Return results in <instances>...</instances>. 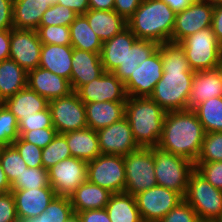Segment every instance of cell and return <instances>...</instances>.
Instances as JSON below:
<instances>
[{"label": "cell", "instance_id": "obj_53", "mask_svg": "<svg viewBox=\"0 0 222 222\" xmlns=\"http://www.w3.org/2000/svg\"><path fill=\"white\" fill-rule=\"evenodd\" d=\"M11 29L0 30V61L9 59Z\"/></svg>", "mask_w": 222, "mask_h": 222}, {"label": "cell", "instance_id": "obj_20", "mask_svg": "<svg viewBox=\"0 0 222 222\" xmlns=\"http://www.w3.org/2000/svg\"><path fill=\"white\" fill-rule=\"evenodd\" d=\"M70 84L73 92L98 78L103 72L100 53L73 48Z\"/></svg>", "mask_w": 222, "mask_h": 222}, {"label": "cell", "instance_id": "obj_39", "mask_svg": "<svg viewBox=\"0 0 222 222\" xmlns=\"http://www.w3.org/2000/svg\"><path fill=\"white\" fill-rule=\"evenodd\" d=\"M222 161V132L205 133L196 162Z\"/></svg>", "mask_w": 222, "mask_h": 222}, {"label": "cell", "instance_id": "obj_37", "mask_svg": "<svg viewBox=\"0 0 222 222\" xmlns=\"http://www.w3.org/2000/svg\"><path fill=\"white\" fill-rule=\"evenodd\" d=\"M48 170L44 167H27L11 184V190L39 189L49 186Z\"/></svg>", "mask_w": 222, "mask_h": 222}, {"label": "cell", "instance_id": "obj_57", "mask_svg": "<svg viewBox=\"0 0 222 222\" xmlns=\"http://www.w3.org/2000/svg\"><path fill=\"white\" fill-rule=\"evenodd\" d=\"M215 70L217 71V73L220 77L221 84H222V57H221L219 63L217 64Z\"/></svg>", "mask_w": 222, "mask_h": 222}, {"label": "cell", "instance_id": "obj_23", "mask_svg": "<svg viewBox=\"0 0 222 222\" xmlns=\"http://www.w3.org/2000/svg\"><path fill=\"white\" fill-rule=\"evenodd\" d=\"M126 101L85 104L87 127L98 131L125 117Z\"/></svg>", "mask_w": 222, "mask_h": 222}, {"label": "cell", "instance_id": "obj_47", "mask_svg": "<svg viewBox=\"0 0 222 222\" xmlns=\"http://www.w3.org/2000/svg\"><path fill=\"white\" fill-rule=\"evenodd\" d=\"M14 195L11 192L0 194V222H17Z\"/></svg>", "mask_w": 222, "mask_h": 222}, {"label": "cell", "instance_id": "obj_50", "mask_svg": "<svg viewBox=\"0 0 222 222\" xmlns=\"http://www.w3.org/2000/svg\"><path fill=\"white\" fill-rule=\"evenodd\" d=\"M81 222H111L106 209H92L75 213Z\"/></svg>", "mask_w": 222, "mask_h": 222}, {"label": "cell", "instance_id": "obj_35", "mask_svg": "<svg viewBox=\"0 0 222 222\" xmlns=\"http://www.w3.org/2000/svg\"><path fill=\"white\" fill-rule=\"evenodd\" d=\"M0 163L10 184L28 167L13 145L1 148Z\"/></svg>", "mask_w": 222, "mask_h": 222}, {"label": "cell", "instance_id": "obj_46", "mask_svg": "<svg viewBox=\"0 0 222 222\" xmlns=\"http://www.w3.org/2000/svg\"><path fill=\"white\" fill-rule=\"evenodd\" d=\"M20 137L40 148H45L56 136L57 131L55 128H41L31 131H18Z\"/></svg>", "mask_w": 222, "mask_h": 222}, {"label": "cell", "instance_id": "obj_10", "mask_svg": "<svg viewBox=\"0 0 222 222\" xmlns=\"http://www.w3.org/2000/svg\"><path fill=\"white\" fill-rule=\"evenodd\" d=\"M87 181L112 194L124 192L126 184L124 156L101 154L87 162Z\"/></svg>", "mask_w": 222, "mask_h": 222}, {"label": "cell", "instance_id": "obj_43", "mask_svg": "<svg viewBox=\"0 0 222 222\" xmlns=\"http://www.w3.org/2000/svg\"><path fill=\"white\" fill-rule=\"evenodd\" d=\"M41 128H54L49 108L26 116L18 121V131H31Z\"/></svg>", "mask_w": 222, "mask_h": 222}, {"label": "cell", "instance_id": "obj_15", "mask_svg": "<svg viewBox=\"0 0 222 222\" xmlns=\"http://www.w3.org/2000/svg\"><path fill=\"white\" fill-rule=\"evenodd\" d=\"M214 6L205 0H195L188 8L175 16L172 42H181L184 38L210 27Z\"/></svg>", "mask_w": 222, "mask_h": 222}, {"label": "cell", "instance_id": "obj_45", "mask_svg": "<svg viewBox=\"0 0 222 222\" xmlns=\"http://www.w3.org/2000/svg\"><path fill=\"white\" fill-rule=\"evenodd\" d=\"M196 211L185 201H181L158 222H196Z\"/></svg>", "mask_w": 222, "mask_h": 222}, {"label": "cell", "instance_id": "obj_40", "mask_svg": "<svg viewBox=\"0 0 222 222\" xmlns=\"http://www.w3.org/2000/svg\"><path fill=\"white\" fill-rule=\"evenodd\" d=\"M77 16L78 14L73 10L56 3L43 13L40 26L62 25L69 27Z\"/></svg>", "mask_w": 222, "mask_h": 222}, {"label": "cell", "instance_id": "obj_55", "mask_svg": "<svg viewBox=\"0 0 222 222\" xmlns=\"http://www.w3.org/2000/svg\"><path fill=\"white\" fill-rule=\"evenodd\" d=\"M90 9L113 10L114 0H88Z\"/></svg>", "mask_w": 222, "mask_h": 222}, {"label": "cell", "instance_id": "obj_17", "mask_svg": "<svg viewBox=\"0 0 222 222\" xmlns=\"http://www.w3.org/2000/svg\"><path fill=\"white\" fill-rule=\"evenodd\" d=\"M76 93L84 103L126 101L124 83L112 72H103L98 78L81 86Z\"/></svg>", "mask_w": 222, "mask_h": 222}, {"label": "cell", "instance_id": "obj_24", "mask_svg": "<svg viewBox=\"0 0 222 222\" xmlns=\"http://www.w3.org/2000/svg\"><path fill=\"white\" fill-rule=\"evenodd\" d=\"M84 16L103 43L127 27V21L114 10L89 9Z\"/></svg>", "mask_w": 222, "mask_h": 222}, {"label": "cell", "instance_id": "obj_44", "mask_svg": "<svg viewBox=\"0 0 222 222\" xmlns=\"http://www.w3.org/2000/svg\"><path fill=\"white\" fill-rule=\"evenodd\" d=\"M195 170L215 188L222 190V161L195 162Z\"/></svg>", "mask_w": 222, "mask_h": 222}, {"label": "cell", "instance_id": "obj_22", "mask_svg": "<svg viewBox=\"0 0 222 222\" xmlns=\"http://www.w3.org/2000/svg\"><path fill=\"white\" fill-rule=\"evenodd\" d=\"M72 54L71 45L42 44L39 67L70 81Z\"/></svg>", "mask_w": 222, "mask_h": 222}, {"label": "cell", "instance_id": "obj_11", "mask_svg": "<svg viewBox=\"0 0 222 222\" xmlns=\"http://www.w3.org/2000/svg\"><path fill=\"white\" fill-rule=\"evenodd\" d=\"M48 108L58 134L87 128L85 104L76 92L49 101Z\"/></svg>", "mask_w": 222, "mask_h": 222}, {"label": "cell", "instance_id": "obj_60", "mask_svg": "<svg viewBox=\"0 0 222 222\" xmlns=\"http://www.w3.org/2000/svg\"><path fill=\"white\" fill-rule=\"evenodd\" d=\"M196 222H215V220L198 218V219L196 220Z\"/></svg>", "mask_w": 222, "mask_h": 222}, {"label": "cell", "instance_id": "obj_25", "mask_svg": "<svg viewBox=\"0 0 222 222\" xmlns=\"http://www.w3.org/2000/svg\"><path fill=\"white\" fill-rule=\"evenodd\" d=\"M50 6L47 0H13V27L37 30L43 13Z\"/></svg>", "mask_w": 222, "mask_h": 222}, {"label": "cell", "instance_id": "obj_30", "mask_svg": "<svg viewBox=\"0 0 222 222\" xmlns=\"http://www.w3.org/2000/svg\"><path fill=\"white\" fill-rule=\"evenodd\" d=\"M27 86V72L14 60L0 61V103Z\"/></svg>", "mask_w": 222, "mask_h": 222}, {"label": "cell", "instance_id": "obj_34", "mask_svg": "<svg viewBox=\"0 0 222 222\" xmlns=\"http://www.w3.org/2000/svg\"><path fill=\"white\" fill-rule=\"evenodd\" d=\"M205 133L222 132V96L208 99L193 109Z\"/></svg>", "mask_w": 222, "mask_h": 222}, {"label": "cell", "instance_id": "obj_28", "mask_svg": "<svg viewBox=\"0 0 222 222\" xmlns=\"http://www.w3.org/2000/svg\"><path fill=\"white\" fill-rule=\"evenodd\" d=\"M111 192L86 181L82 183L69 197L74 213L92 209H104Z\"/></svg>", "mask_w": 222, "mask_h": 222}, {"label": "cell", "instance_id": "obj_19", "mask_svg": "<svg viewBox=\"0 0 222 222\" xmlns=\"http://www.w3.org/2000/svg\"><path fill=\"white\" fill-rule=\"evenodd\" d=\"M27 86L48 101L73 92L70 81L42 67L27 72Z\"/></svg>", "mask_w": 222, "mask_h": 222}, {"label": "cell", "instance_id": "obj_41", "mask_svg": "<svg viewBox=\"0 0 222 222\" xmlns=\"http://www.w3.org/2000/svg\"><path fill=\"white\" fill-rule=\"evenodd\" d=\"M37 33L42 44L71 45L70 28L68 26H39Z\"/></svg>", "mask_w": 222, "mask_h": 222}, {"label": "cell", "instance_id": "obj_13", "mask_svg": "<svg viewBox=\"0 0 222 222\" xmlns=\"http://www.w3.org/2000/svg\"><path fill=\"white\" fill-rule=\"evenodd\" d=\"M48 177L56 196L70 197L87 181V162L71 156L49 168Z\"/></svg>", "mask_w": 222, "mask_h": 222}, {"label": "cell", "instance_id": "obj_7", "mask_svg": "<svg viewBox=\"0 0 222 222\" xmlns=\"http://www.w3.org/2000/svg\"><path fill=\"white\" fill-rule=\"evenodd\" d=\"M153 155L157 185L178 192L184 198L195 163L158 147H153Z\"/></svg>", "mask_w": 222, "mask_h": 222}, {"label": "cell", "instance_id": "obj_49", "mask_svg": "<svg viewBox=\"0 0 222 222\" xmlns=\"http://www.w3.org/2000/svg\"><path fill=\"white\" fill-rule=\"evenodd\" d=\"M13 0H0V30L13 27Z\"/></svg>", "mask_w": 222, "mask_h": 222}, {"label": "cell", "instance_id": "obj_2", "mask_svg": "<svg viewBox=\"0 0 222 222\" xmlns=\"http://www.w3.org/2000/svg\"><path fill=\"white\" fill-rule=\"evenodd\" d=\"M204 135L202 123L193 109L168 111L157 147L195 163L201 152Z\"/></svg>", "mask_w": 222, "mask_h": 222}, {"label": "cell", "instance_id": "obj_33", "mask_svg": "<svg viewBox=\"0 0 222 222\" xmlns=\"http://www.w3.org/2000/svg\"><path fill=\"white\" fill-rule=\"evenodd\" d=\"M74 214L69 197L55 196L39 216L18 217L17 222H65Z\"/></svg>", "mask_w": 222, "mask_h": 222}, {"label": "cell", "instance_id": "obj_59", "mask_svg": "<svg viewBox=\"0 0 222 222\" xmlns=\"http://www.w3.org/2000/svg\"><path fill=\"white\" fill-rule=\"evenodd\" d=\"M211 3L213 6H218L222 4V0H205Z\"/></svg>", "mask_w": 222, "mask_h": 222}, {"label": "cell", "instance_id": "obj_3", "mask_svg": "<svg viewBox=\"0 0 222 222\" xmlns=\"http://www.w3.org/2000/svg\"><path fill=\"white\" fill-rule=\"evenodd\" d=\"M158 46L157 42L137 39L126 27L103 43L100 53L103 69L105 72L114 73L124 83Z\"/></svg>", "mask_w": 222, "mask_h": 222}, {"label": "cell", "instance_id": "obj_36", "mask_svg": "<svg viewBox=\"0 0 222 222\" xmlns=\"http://www.w3.org/2000/svg\"><path fill=\"white\" fill-rule=\"evenodd\" d=\"M71 157L66 137L63 134H56L53 140L42 149V163L45 169H49L58 162Z\"/></svg>", "mask_w": 222, "mask_h": 222}, {"label": "cell", "instance_id": "obj_52", "mask_svg": "<svg viewBox=\"0 0 222 222\" xmlns=\"http://www.w3.org/2000/svg\"><path fill=\"white\" fill-rule=\"evenodd\" d=\"M211 27L216 35L217 41L222 45V4L214 6Z\"/></svg>", "mask_w": 222, "mask_h": 222}, {"label": "cell", "instance_id": "obj_6", "mask_svg": "<svg viewBox=\"0 0 222 222\" xmlns=\"http://www.w3.org/2000/svg\"><path fill=\"white\" fill-rule=\"evenodd\" d=\"M185 51L191 70H214L222 57V45L212 27H206L179 42Z\"/></svg>", "mask_w": 222, "mask_h": 222}, {"label": "cell", "instance_id": "obj_1", "mask_svg": "<svg viewBox=\"0 0 222 222\" xmlns=\"http://www.w3.org/2000/svg\"><path fill=\"white\" fill-rule=\"evenodd\" d=\"M163 75L156 83L150 98L164 111L189 109V96L195 71L191 70L183 46L168 41L159 44Z\"/></svg>", "mask_w": 222, "mask_h": 222}, {"label": "cell", "instance_id": "obj_8", "mask_svg": "<svg viewBox=\"0 0 222 222\" xmlns=\"http://www.w3.org/2000/svg\"><path fill=\"white\" fill-rule=\"evenodd\" d=\"M126 184L124 192L135 196L157 185L153 147H140L124 156Z\"/></svg>", "mask_w": 222, "mask_h": 222}, {"label": "cell", "instance_id": "obj_42", "mask_svg": "<svg viewBox=\"0 0 222 222\" xmlns=\"http://www.w3.org/2000/svg\"><path fill=\"white\" fill-rule=\"evenodd\" d=\"M12 145L17 149L28 167H43L41 159L42 148L24 141L21 137H19L16 141H13Z\"/></svg>", "mask_w": 222, "mask_h": 222}, {"label": "cell", "instance_id": "obj_14", "mask_svg": "<svg viewBox=\"0 0 222 222\" xmlns=\"http://www.w3.org/2000/svg\"><path fill=\"white\" fill-rule=\"evenodd\" d=\"M163 62L157 49L124 82L127 97H150L163 75Z\"/></svg>", "mask_w": 222, "mask_h": 222}, {"label": "cell", "instance_id": "obj_27", "mask_svg": "<svg viewBox=\"0 0 222 222\" xmlns=\"http://www.w3.org/2000/svg\"><path fill=\"white\" fill-rule=\"evenodd\" d=\"M63 135L66 137L72 157L90 162L101 155L97 132L93 129L87 127Z\"/></svg>", "mask_w": 222, "mask_h": 222}, {"label": "cell", "instance_id": "obj_31", "mask_svg": "<svg viewBox=\"0 0 222 222\" xmlns=\"http://www.w3.org/2000/svg\"><path fill=\"white\" fill-rule=\"evenodd\" d=\"M105 209L111 222H143L135 196L121 192L111 194Z\"/></svg>", "mask_w": 222, "mask_h": 222}, {"label": "cell", "instance_id": "obj_26", "mask_svg": "<svg viewBox=\"0 0 222 222\" xmlns=\"http://www.w3.org/2000/svg\"><path fill=\"white\" fill-rule=\"evenodd\" d=\"M221 96L222 84L215 69L195 72L188 99L189 109H194L208 99Z\"/></svg>", "mask_w": 222, "mask_h": 222}, {"label": "cell", "instance_id": "obj_58", "mask_svg": "<svg viewBox=\"0 0 222 222\" xmlns=\"http://www.w3.org/2000/svg\"><path fill=\"white\" fill-rule=\"evenodd\" d=\"M65 222H81L77 214L72 215L67 221Z\"/></svg>", "mask_w": 222, "mask_h": 222}, {"label": "cell", "instance_id": "obj_54", "mask_svg": "<svg viewBox=\"0 0 222 222\" xmlns=\"http://www.w3.org/2000/svg\"><path fill=\"white\" fill-rule=\"evenodd\" d=\"M164 1L176 14L188 8L195 0H161Z\"/></svg>", "mask_w": 222, "mask_h": 222}, {"label": "cell", "instance_id": "obj_56", "mask_svg": "<svg viewBox=\"0 0 222 222\" xmlns=\"http://www.w3.org/2000/svg\"><path fill=\"white\" fill-rule=\"evenodd\" d=\"M11 192V184L0 163V194Z\"/></svg>", "mask_w": 222, "mask_h": 222}, {"label": "cell", "instance_id": "obj_16", "mask_svg": "<svg viewBox=\"0 0 222 222\" xmlns=\"http://www.w3.org/2000/svg\"><path fill=\"white\" fill-rule=\"evenodd\" d=\"M41 47L37 30L11 29L9 59L16 61L26 72L39 67Z\"/></svg>", "mask_w": 222, "mask_h": 222}, {"label": "cell", "instance_id": "obj_62", "mask_svg": "<svg viewBox=\"0 0 222 222\" xmlns=\"http://www.w3.org/2000/svg\"><path fill=\"white\" fill-rule=\"evenodd\" d=\"M215 222H222V215L218 219H216Z\"/></svg>", "mask_w": 222, "mask_h": 222}, {"label": "cell", "instance_id": "obj_9", "mask_svg": "<svg viewBox=\"0 0 222 222\" xmlns=\"http://www.w3.org/2000/svg\"><path fill=\"white\" fill-rule=\"evenodd\" d=\"M184 200L196 211L198 218L216 220L222 215V190L196 170L189 177Z\"/></svg>", "mask_w": 222, "mask_h": 222}, {"label": "cell", "instance_id": "obj_4", "mask_svg": "<svg viewBox=\"0 0 222 222\" xmlns=\"http://www.w3.org/2000/svg\"><path fill=\"white\" fill-rule=\"evenodd\" d=\"M176 13L161 0H143L127 20V27L137 39L158 44L172 41Z\"/></svg>", "mask_w": 222, "mask_h": 222}, {"label": "cell", "instance_id": "obj_32", "mask_svg": "<svg viewBox=\"0 0 222 222\" xmlns=\"http://www.w3.org/2000/svg\"><path fill=\"white\" fill-rule=\"evenodd\" d=\"M69 28L73 48L101 53L103 42L92 30L84 15H78Z\"/></svg>", "mask_w": 222, "mask_h": 222}, {"label": "cell", "instance_id": "obj_61", "mask_svg": "<svg viewBox=\"0 0 222 222\" xmlns=\"http://www.w3.org/2000/svg\"><path fill=\"white\" fill-rule=\"evenodd\" d=\"M50 5L56 4L58 0H47Z\"/></svg>", "mask_w": 222, "mask_h": 222}, {"label": "cell", "instance_id": "obj_12", "mask_svg": "<svg viewBox=\"0 0 222 222\" xmlns=\"http://www.w3.org/2000/svg\"><path fill=\"white\" fill-rule=\"evenodd\" d=\"M135 199L143 222H158L184 200L178 192L158 185L135 195Z\"/></svg>", "mask_w": 222, "mask_h": 222}, {"label": "cell", "instance_id": "obj_48", "mask_svg": "<svg viewBox=\"0 0 222 222\" xmlns=\"http://www.w3.org/2000/svg\"><path fill=\"white\" fill-rule=\"evenodd\" d=\"M143 0H114V11L126 21L134 14Z\"/></svg>", "mask_w": 222, "mask_h": 222}, {"label": "cell", "instance_id": "obj_38", "mask_svg": "<svg viewBox=\"0 0 222 222\" xmlns=\"http://www.w3.org/2000/svg\"><path fill=\"white\" fill-rule=\"evenodd\" d=\"M20 137L18 121L13 113L0 103V145L2 147L12 145Z\"/></svg>", "mask_w": 222, "mask_h": 222}, {"label": "cell", "instance_id": "obj_21", "mask_svg": "<svg viewBox=\"0 0 222 222\" xmlns=\"http://www.w3.org/2000/svg\"><path fill=\"white\" fill-rule=\"evenodd\" d=\"M11 191L15 199L17 216L25 218L39 216L56 196L50 185L39 189Z\"/></svg>", "mask_w": 222, "mask_h": 222}, {"label": "cell", "instance_id": "obj_29", "mask_svg": "<svg viewBox=\"0 0 222 222\" xmlns=\"http://www.w3.org/2000/svg\"><path fill=\"white\" fill-rule=\"evenodd\" d=\"M3 104L19 121L21 118L45 110L48 107L49 101L26 86L12 97L6 99Z\"/></svg>", "mask_w": 222, "mask_h": 222}, {"label": "cell", "instance_id": "obj_5", "mask_svg": "<svg viewBox=\"0 0 222 222\" xmlns=\"http://www.w3.org/2000/svg\"><path fill=\"white\" fill-rule=\"evenodd\" d=\"M164 111L150 97H127L125 117L139 147H157L162 135Z\"/></svg>", "mask_w": 222, "mask_h": 222}, {"label": "cell", "instance_id": "obj_18", "mask_svg": "<svg viewBox=\"0 0 222 222\" xmlns=\"http://www.w3.org/2000/svg\"><path fill=\"white\" fill-rule=\"evenodd\" d=\"M96 132L101 154L126 156L140 148L126 117Z\"/></svg>", "mask_w": 222, "mask_h": 222}, {"label": "cell", "instance_id": "obj_51", "mask_svg": "<svg viewBox=\"0 0 222 222\" xmlns=\"http://www.w3.org/2000/svg\"><path fill=\"white\" fill-rule=\"evenodd\" d=\"M57 4L68 7L78 15H84L90 9L88 0H58Z\"/></svg>", "mask_w": 222, "mask_h": 222}]
</instances>
